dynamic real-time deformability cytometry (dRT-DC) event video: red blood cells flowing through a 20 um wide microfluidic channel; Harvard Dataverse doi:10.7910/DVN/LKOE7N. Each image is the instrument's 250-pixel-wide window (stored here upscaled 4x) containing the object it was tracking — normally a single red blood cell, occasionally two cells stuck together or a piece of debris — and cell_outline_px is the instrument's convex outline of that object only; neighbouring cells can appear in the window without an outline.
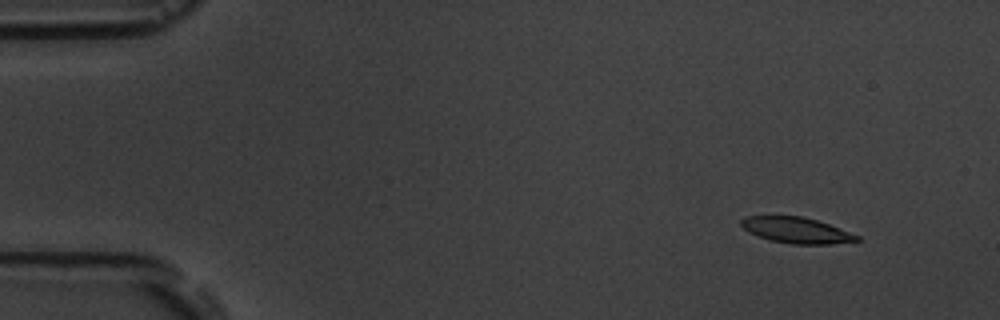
{"species": "common noctule bat (a hibernating species)", "species_latin": "Nyctalus noctula", "temperature_condition": "room temperature", "stored_images_in_passage": 6, "camera_frame_rate_fps": 3000, "um_per_image_px": 0.085, "animal": {"sex": "male", "body_mass_g": 19.5, "forearm_length_mm": 54.6}, "frame": {"image": 1, "passage_image": 2, "time_ms": 1.333, "image_size_px": [1000, 320], "cell_outline_px": [[860, 240], [832, 244], [792, 244], [772, 240], [748, 232], [740, 224], [740, 220], [744, 216], [800, 216], [816, 220], [828, 224], [860, 236]], "centroid_in_image_um": [67.68, 19.56], "position_along_channel_um": 17.3, "area_um2": 17.22}}
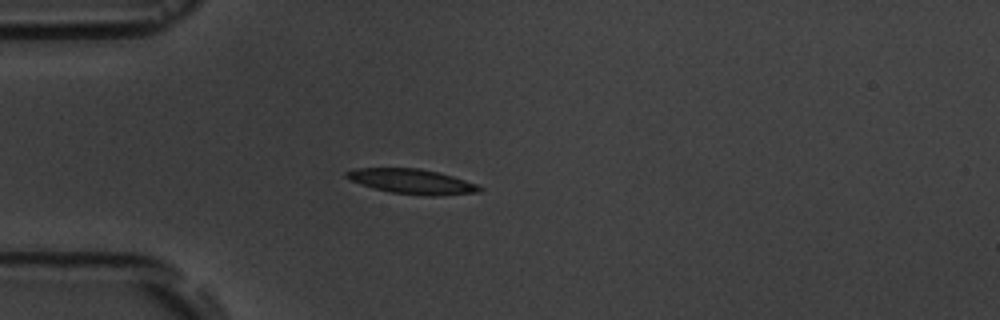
{"frame": {"image": 2, "passage_image": 5, "time_ms": 4.667, "image_size_px": [1000, 320], "cell_outline_px": [[484, 188], [480, 192], [440, 196], [424, 196], [392, 192], [360, 184], [344, 176], [344, 172], [356, 168], [420, 168], [452, 176], [476, 184]], "centroid_in_image_um": [35.03, 15.43], "position_along_channel_um": 50.0, "area_um2": 19.19}}